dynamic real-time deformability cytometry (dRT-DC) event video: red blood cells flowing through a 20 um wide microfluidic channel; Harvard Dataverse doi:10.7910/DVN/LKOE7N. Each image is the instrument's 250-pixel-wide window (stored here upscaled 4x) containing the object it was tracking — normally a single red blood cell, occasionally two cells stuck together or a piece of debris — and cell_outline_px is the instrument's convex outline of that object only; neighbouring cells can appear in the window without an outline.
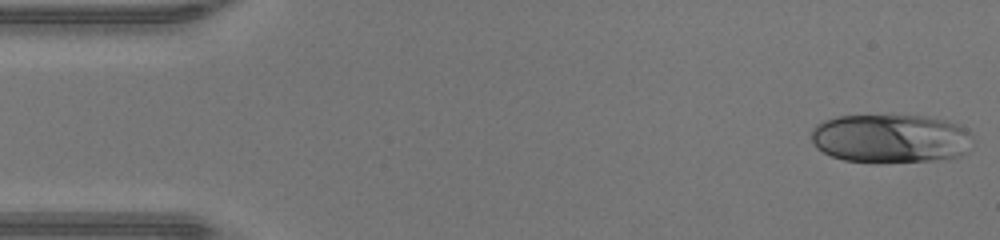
{"species": "human", "species_latin": "Homo sapiens", "temperature_condition": "warm", "stored_images_in_passage": 46, "camera_frame_rate_fps": 3000, "um_per_image_px": 0.085, "donor": {"sex": "male"}, "frame": {"image": 1, "passage_image": 1, "time_ms": 0.0, "image_size_px": [1000, 240], "cell_outline_px": [[972, 148], [968, 152], [960, 156], [944, 160], [880, 164], [844, 160], [832, 156], [816, 148], [812, 140], [812, 128], [816, 124], [824, 120], [836, 116], [924, 116], [948, 120], [968, 128], [972, 136]], "centroid_in_image_um": [75.77, 11.8], "position_along_channel_um": 9.2, "area_um2": 47.11}}
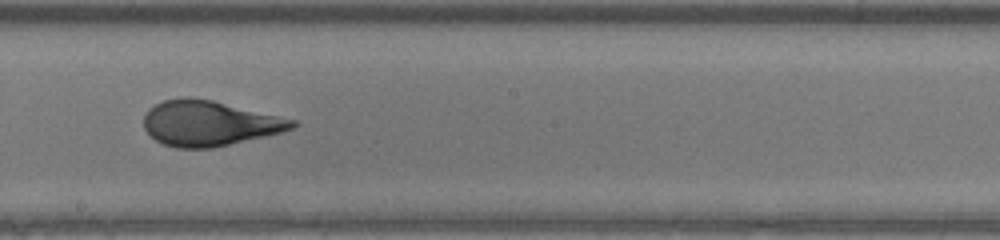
{"frame": {"image": 2, "passage_image": 25, "time_ms": 8.0, "image_size_px": [1000, 240], "cell_outline_px": [[300, 124], [292, 128], [280, 132], [264, 136], [212, 148], [176, 148], [164, 144], [156, 140], [144, 128], [144, 116], [148, 108], [164, 100], [184, 96], [188, 96], [212, 100], [296, 120]], "centroid_in_image_um": [17.76, 10.47], "position_along_channel_um": 230.4, "area_um2": 38.9}}
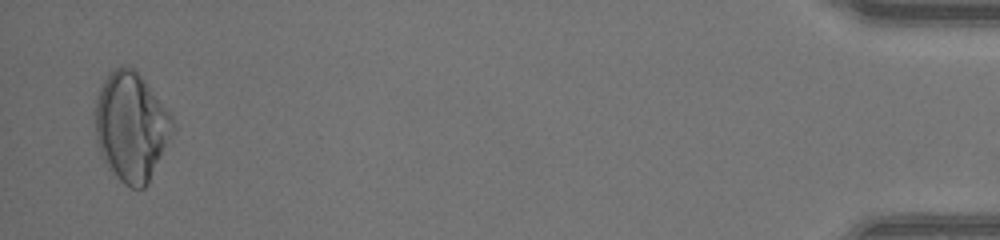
{"frame": {"image": 3, "passage_image": 45, "time_ms": 14.667, "image_size_px": [1000, 240], "cell_outline_px": [[176, 128], [148, 184], [144, 188], [132, 188], [124, 184], [108, 168], [100, 156], [96, 140], [96, 100], [100, 88], [108, 72], [116, 68], [132, 68], [144, 80], [172, 116]], "centroid_in_image_um": [11.16, 10.82], "position_along_channel_um": 424.0, "area_um2": 48.96}}